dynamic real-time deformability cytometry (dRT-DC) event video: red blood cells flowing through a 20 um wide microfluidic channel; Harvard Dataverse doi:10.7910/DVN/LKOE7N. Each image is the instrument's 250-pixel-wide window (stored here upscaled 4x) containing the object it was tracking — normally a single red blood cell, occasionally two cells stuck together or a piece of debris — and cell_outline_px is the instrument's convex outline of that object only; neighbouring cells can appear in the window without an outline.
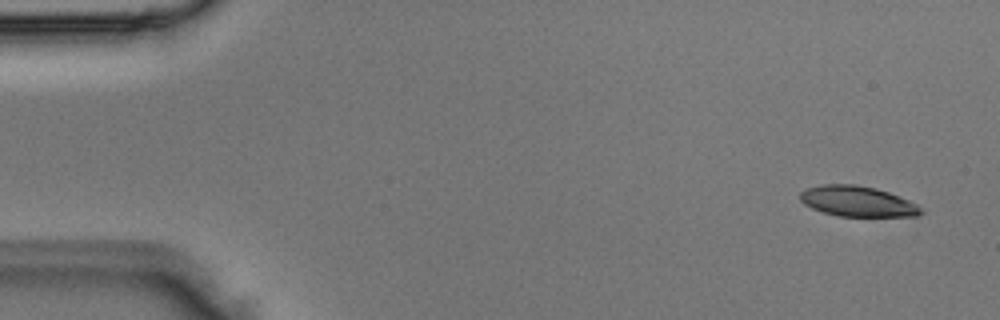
{"species": "Egyptian fruit bat (a non-hibernating species)", "species_latin": "Rousettus aegyptiacus", "temperature_condition": "room temperature", "stored_images_in_passage": 5, "segment_of_instrument_passage": [2, 2], "camera_frame_rate_fps": 3000, "um_per_image_px": 0.085, "animal": {"sex": "male"}, "frame": {"image": 1, "passage_image": 5, "time_ms": 1.333, "image_size_px": [1000, 320], "cell_outline_px": [[924, 212], [916, 216], [840, 216], [824, 212], [812, 208], [804, 204], [800, 200], [800, 192], [804, 188], [820, 184], [856, 184], [876, 188], [888, 192], [908, 200], [916, 204]], "centroid_in_image_um": [72.84, 17.1], "position_along_channel_um": 12.2, "area_um2": 21.44}}